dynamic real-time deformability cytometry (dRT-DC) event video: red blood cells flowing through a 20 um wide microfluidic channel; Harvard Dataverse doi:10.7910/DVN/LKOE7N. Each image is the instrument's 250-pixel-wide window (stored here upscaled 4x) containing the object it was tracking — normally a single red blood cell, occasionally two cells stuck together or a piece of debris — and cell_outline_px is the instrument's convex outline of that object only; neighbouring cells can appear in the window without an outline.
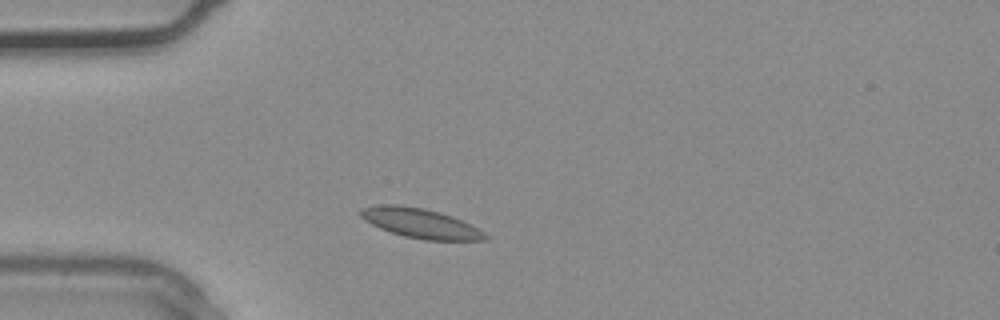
{"species": "common noctule bat (a hibernating species)", "species_latin": "Nyctalus noctula", "temperature_condition": "warm", "stored_images_in_passage": 1, "camera_frame_rate_fps": 3000, "um_per_image_px": 0.085, "animal": {"sex": "male", "body_mass_g": 20.4}, "frame": {"image": 1, "passage_image": 1, "time_ms": 0.0, "image_size_px": [1000, 320], "cell_outline_px": [[488, 240], [424, 240], [404, 236], [380, 228], [364, 220], [360, 216], [360, 208], [384, 204], [400, 204], [424, 208], [440, 212], [452, 216], [484, 232], [488, 236]], "centroid_in_image_um": [35.71, 18.96], "position_along_channel_um": 49.3, "area_um2": 21.39}}